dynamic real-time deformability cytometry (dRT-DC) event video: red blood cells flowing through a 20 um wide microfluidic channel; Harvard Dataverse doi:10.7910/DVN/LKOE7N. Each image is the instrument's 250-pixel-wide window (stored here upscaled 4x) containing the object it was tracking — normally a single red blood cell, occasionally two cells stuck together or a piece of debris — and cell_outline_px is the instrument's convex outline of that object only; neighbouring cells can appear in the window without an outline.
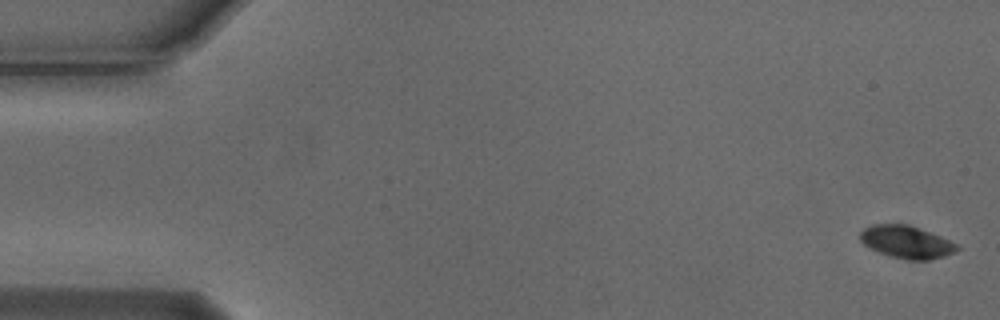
{"species": "Egyptian fruit bat (a non-hibernating species)", "species_latin": "Rousettus aegyptiacus", "temperature_condition": "cold", "stored_images_in_passage": 6, "camera_frame_rate_fps": 3000, "um_per_image_px": 0.085, "animal": {"sex": "male"}, "frame": {"image": 1, "passage_image": 1, "time_ms": 0.0, "image_size_px": [1000, 320], "cell_outline_px": [[960, 248], [944, 256], [928, 260], [908, 260], [892, 256], [880, 252], [864, 244], [860, 240], [860, 232], [864, 228], [872, 224], [908, 224], [920, 228], [940, 236], [956, 244]], "centroid_in_image_um": [77.04, 20.55], "position_along_channel_um": 8.0, "area_um2": 18.09}}
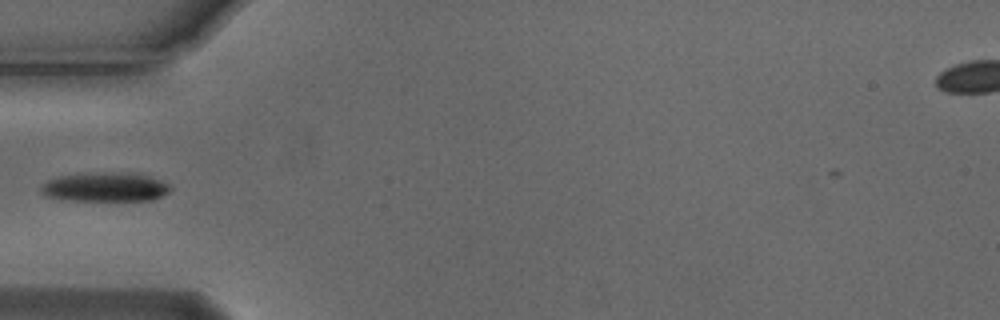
{"frame": {"image": 2, "passage_image": 5, "time_ms": 1.333, "image_size_px": [1000, 320], "cell_outline_px": [[172, 188], [168, 192], [152, 200], [68, 200], [44, 196], [40, 192], [40, 188], [48, 180], [60, 176], [80, 172], [136, 172], [160, 180], [168, 184]], "centroid_in_image_um": [8.92, 15.87], "position_along_channel_um": 76.1, "area_um2": 22.25}}
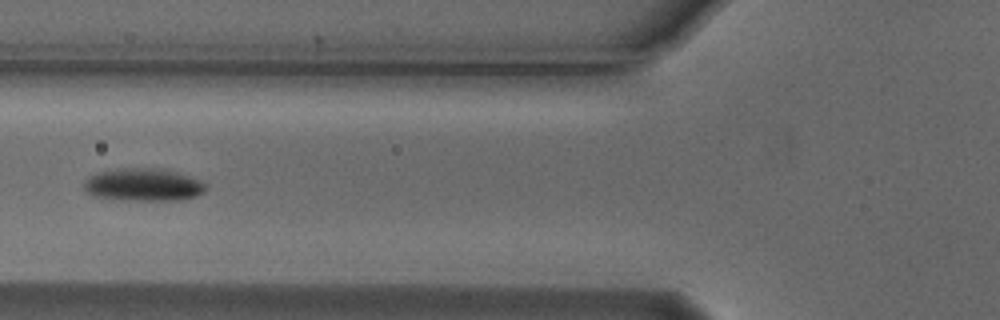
{"frame": {"image": 3, "passage_image": 6, "time_ms": 1.667, "image_size_px": [1000, 320], "cell_outline_px": [[208, 188], [204, 192], [196, 196], [180, 200], [112, 200], [92, 196], [84, 192], [84, 180], [88, 176], [96, 172], [124, 168], [164, 168], [200, 180], [208, 184]], "centroid_in_image_um": [12.15, 15.71], "position_along_channel_um": 113.6, "area_um2": 23.76}}